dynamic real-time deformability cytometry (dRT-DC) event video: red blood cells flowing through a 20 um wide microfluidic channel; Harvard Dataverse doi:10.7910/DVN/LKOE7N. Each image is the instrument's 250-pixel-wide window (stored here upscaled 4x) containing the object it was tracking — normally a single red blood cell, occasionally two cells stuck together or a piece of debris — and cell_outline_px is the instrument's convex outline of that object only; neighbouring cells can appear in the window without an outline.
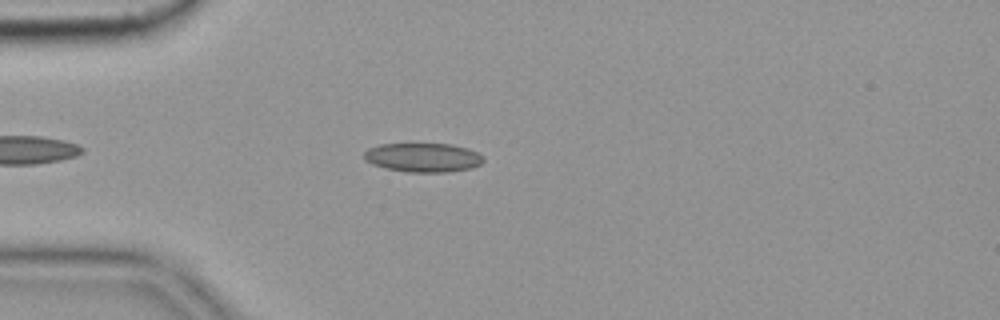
{"species": "common noctule bat (a hibernating species)", "species_latin": "Nyctalus noctula", "temperature_condition": "cold", "stored_images_in_passage": 4, "camera_frame_rate_fps": 3000, "um_per_image_px": 0.085, "animal": {"sex": "female", "body_mass_g": 19.9}, "frame": {"image": 1, "passage_image": 3, "time_ms": 0.667, "image_size_px": [1000, 320], "cell_outline_px": [[484, 160], [480, 164], [472, 168], [448, 172], [408, 172], [384, 168], [372, 164], [364, 160], [364, 152], [368, 148], [380, 144], [452, 144], [468, 148], [476, 152]], "centroid_in_image_um": [35.93, 13.39], "position_along_channel_um": 49.1, "area_um2": 20.23}}